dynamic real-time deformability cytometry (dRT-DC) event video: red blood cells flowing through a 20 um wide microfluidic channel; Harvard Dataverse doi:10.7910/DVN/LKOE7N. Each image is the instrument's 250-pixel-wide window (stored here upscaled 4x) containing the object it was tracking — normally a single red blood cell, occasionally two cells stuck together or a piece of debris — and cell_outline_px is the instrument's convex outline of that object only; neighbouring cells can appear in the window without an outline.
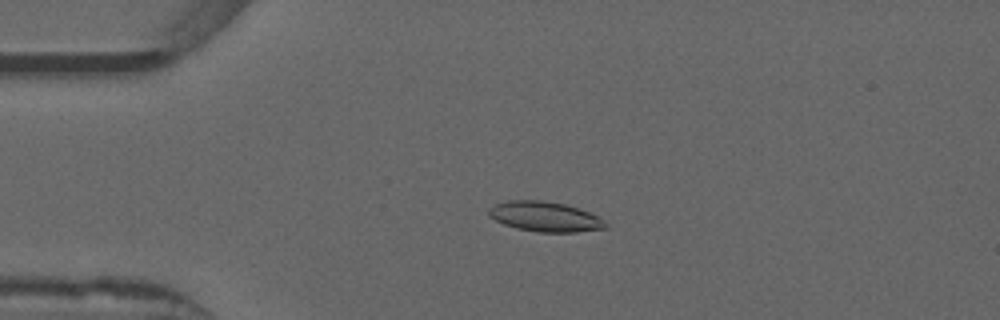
{"species": "common noctule bat (a hibernating species)", "species_latin": "Nyctalus noctula", "temperature_condition": "warm", "stored_images_in_passage": 51, "camera_frame_rate_fps": 3000, "um_per_image_px": 0.085, "animal": {"sex": "male", "forearm_length_mm": 52.5}, "frame": {"image": 1, "passage_image": 11, "time_ms": 3.333, "image_size_px": [1000, 320], "cell_outline_px": [[608, 228], [576, 232], [536, 232], [516, 228], [504, 224], [488, 216], [488, 208], [496, 204], [508, 200], [544, 200], [564, 204], [588, 212], [604, 220], [608, 224]], "centroid_in_image_um": [46.31, 18.42], "position_along_channel_um": 38.7, "area_um2": 20.4}}
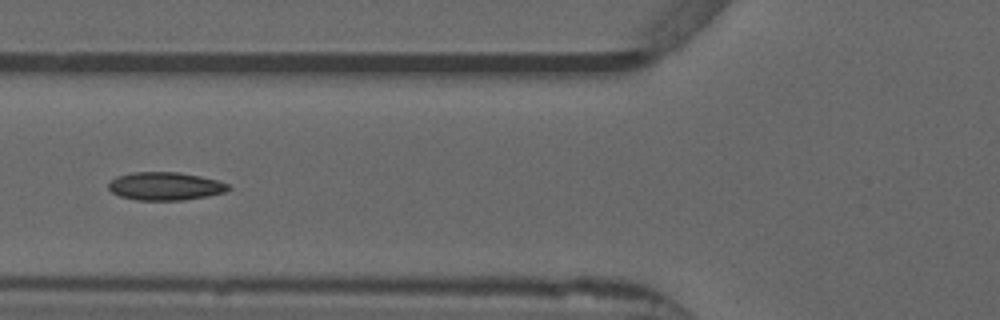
{"frame": {"image": 2, "passage_image": 19, "time_ms": 6.0, "image_size_px": [1000, 320], "cell_outline_px": [[232, 188], [224, 192], [208, 196], [184, 200], [136, 200], [120, 196], [112, 192], [108, 188], [108, 184], [116, 176], [132, 172], [180, 172], [200, 176], [216, 180], [228, 184]], "centroid_in_image_um": [14.04, 15.82], "position_along_channel_um": 111.8, "area_um2": 19.65}}
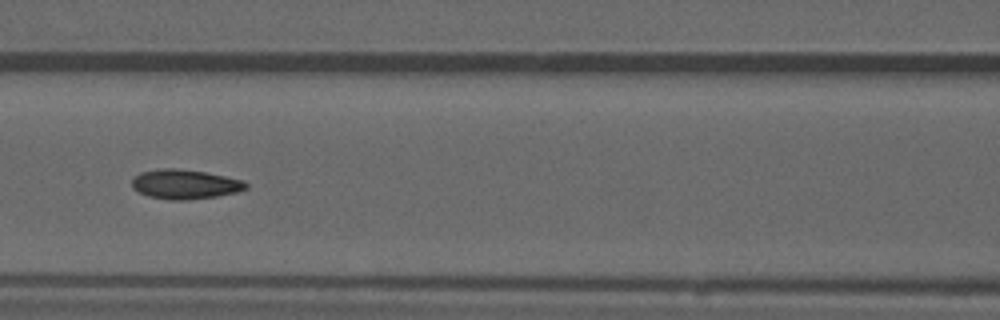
{"frame": {"image": 3, "passage_image": 22, "time_ms": 7.0, "image_size_px": [1000, 320], "cell_outline_px": [[248, 188], [236, 192], [216, 196], [184, 200], [172, 200], [148, 196], [132, 188], [132, 180], [140, 172], [160, 168], [176, 168], [204, 172], [244, 180], [248, 184]], "centroid_in_image_um": [15.72, 15.65], "position_along_channel_um": 150.9, "area_um2": 19.48}, "authors_computed_cell_mechanics": {"area_um2": 19.3052, "velocity_mm_per_s": 3.8851, "shape_relaxation_time_tau1_ms": null, "shape_relaxation_time_tau2_ms": 2.0545, "deformation_change_tau1": null, "deformation_change_tau2": 0.077}}